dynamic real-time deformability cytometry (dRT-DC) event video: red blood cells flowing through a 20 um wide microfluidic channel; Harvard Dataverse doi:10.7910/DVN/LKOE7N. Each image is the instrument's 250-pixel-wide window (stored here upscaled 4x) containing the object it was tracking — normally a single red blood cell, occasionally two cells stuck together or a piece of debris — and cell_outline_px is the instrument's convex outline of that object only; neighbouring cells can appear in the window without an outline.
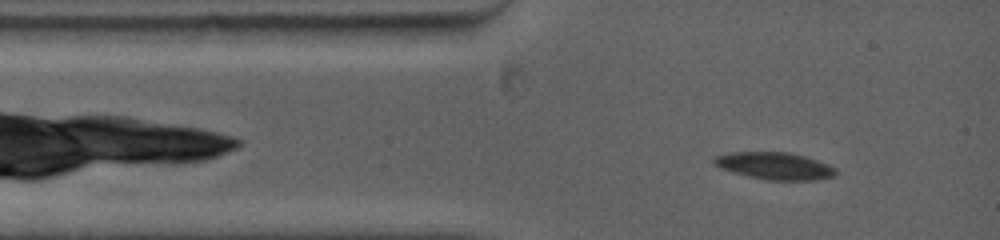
{"species": "common noctule bat (a hibernating species)", "species_latin": "Nyctalus noctula", "temperature_condition": "warm", "stored_images_in_passage": 51, "camera_frame_rate_fps": 5000, "um_per_image_px": 0.085, "animal": {"sex": "female", "body_mass_g": 19.0, "forearm_length_mm": 53.3}, "frame": {"image": 1, "passage_image": 1, "time_ms": 0.0, "image_size_px": [1000, 240], "cell_outline_px": [[836, 176], [816, 180], [768, 180], [748, 176], [732, 172], [720, 168], [712, 164], [712, 156], [732, 152], [788, 152], [804, 156], [828, 164], [836, 168]], "centroid_in_image_um": [65.81, 14.1], "position_along_channel_um": 19.2, "area_um2": 19.42}}
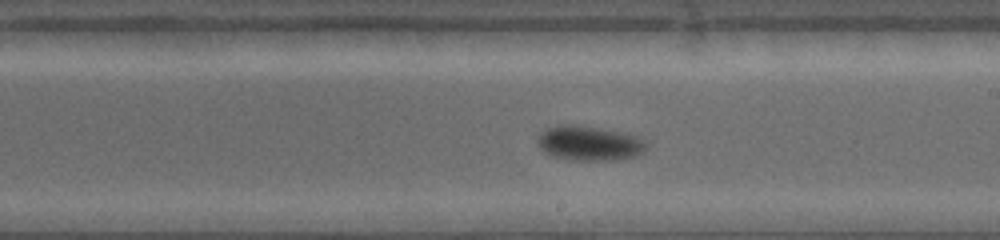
{"frame": {"image": 2, "passage_image": 24, "time_ms": 6.2, "image_size_px": [1000, 240], "cell_outline_px": [[648, 148], [644, 152], [636, 156], [616, 160], [568, 160], [552, 156], [544, 152], [540, 148], [536, 140], [540, 132], [556, 124], [568, 124], [624, 132], [636, 136], [644, 140]], "centroid_in_image_um": [50.07, 12.18], "position_along_channel_um": 238.9, "area_um2": 22.2}}
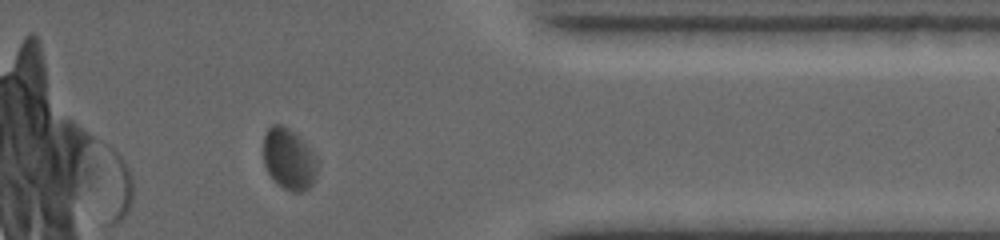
{"frame": {"image": 3, "passage_image": 41, "time_ms": 10.4, "image_size_px": [1000, 240], "cell_outline_px": [[316, 176], [312, 184], [308, 188], [300, 192], [292, 192], [276, 184], [272, 180], [264, 164], [264, 136], [268, 128], [272, 124], [280, 124], [288, 128], [308, 144], [316, 156]], "centroid_in_image_um": [24.55, 13.53], "position_along_channel_um": 386.9, "area_um2": 19.36}, "authors_computed_cell_mechanics": {"area_um2": 20.7502, "velocity_mm_per_s": 3.8526, "shape_relaxation_time_tau1_ms": 2.6885, "shape_relaxation_time_tau2_ms": null, "deformation_change_tau1": 0.1337, "deformation_change_tau2": null}}